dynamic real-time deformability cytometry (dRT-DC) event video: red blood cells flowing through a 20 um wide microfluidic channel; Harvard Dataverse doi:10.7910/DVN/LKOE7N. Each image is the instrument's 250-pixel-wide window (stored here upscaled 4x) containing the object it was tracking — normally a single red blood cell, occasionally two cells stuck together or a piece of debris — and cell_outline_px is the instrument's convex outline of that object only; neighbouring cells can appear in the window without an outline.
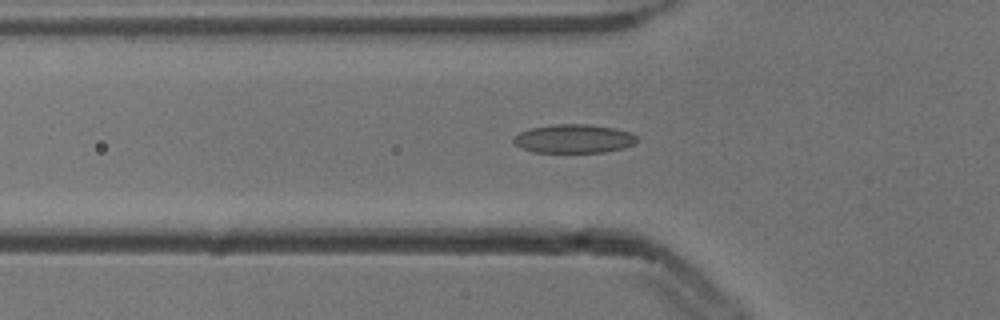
{"species": "common noctule bat (a hibernating species)", "species_latin": "Nyctalus noctula", "temperature_condition": "cold", "stored_images_in_passage": 37, "camera_frame_rate_fps": 3000, "um_per_image_px": 0.085, "animal": {"sex": "male", "body_mass_g": 13.3}, "frame": {"image": 1, "passage_image": 5, "time_ms": 1.333, "image_size_px": [1000, 320], "cell_outline_px": [[636, 144], [624, 148], [604, 152], [532, 152], [516, 144], [512, 140], [520, 132], [528, 128], [556, 124], [588, 124], [612, 128], [632, 132], [636, 136]], "centroid_in_image_um": [48.8, 11.79], "position_along_channel_um": 77.0, "area_um2": 20.58}}
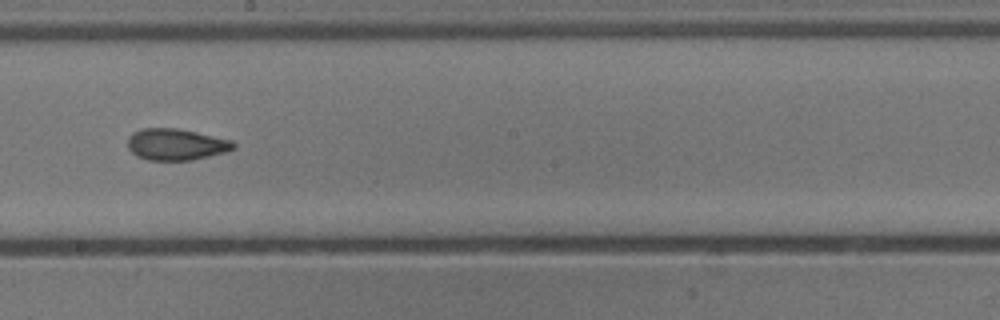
{"frame": {"image": 2, "passage_image": 17, "time_ms": 5.333, "image_size_px": [1000, 320], "cell_outline_px": [[236, 148], [224, 152], [192, 160], [148, 160], [136, 156], [128, 148], [128, 136], [132, 132], [140, 128], [176, 128], [196, 132], [232, 140], [236, 144]], "centroid_in_image_um": [14.94, 12.27], "position_along_channel_um": 233.3, "area_um2": 19.48}}
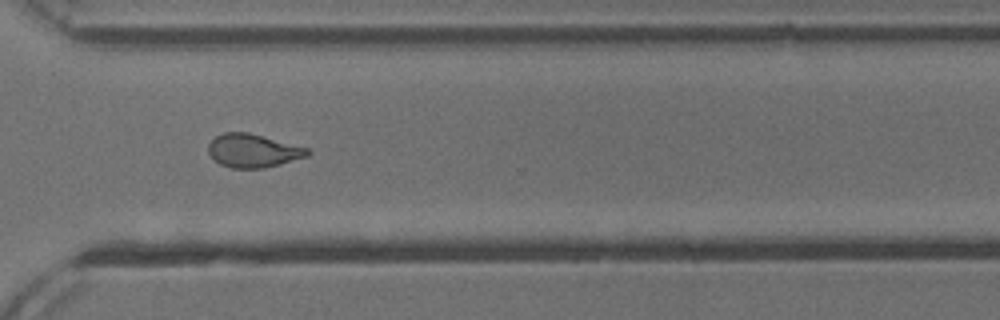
{"frame": {"image": 3, "passage_image": 26, "time_ms": 8.333, "image_size_px": [1000, 320], "cell_outline_px": [[312, 152], [308, 156], [264, 168], [232, 168], [220, 164], [208, 152], [208, 144], [216, 136], [224, 132], [248, 132], [308, 148]], "centroid_in_image_um": [21.51, 12.8], "position_along_channel_um": 349.1, "area_um2": 19.13}, "authors_computed_cell_mechanics": {"area_um2": 19.5364, "velocity_mm_per_s": 3.8765, "shape_relaxation_time_tau1_ms": null, "shape_relaxation_time_tau2_ms": 1.7918, "deformation_change_tau1": null, "deformation_change_tau2": 0.0746}}